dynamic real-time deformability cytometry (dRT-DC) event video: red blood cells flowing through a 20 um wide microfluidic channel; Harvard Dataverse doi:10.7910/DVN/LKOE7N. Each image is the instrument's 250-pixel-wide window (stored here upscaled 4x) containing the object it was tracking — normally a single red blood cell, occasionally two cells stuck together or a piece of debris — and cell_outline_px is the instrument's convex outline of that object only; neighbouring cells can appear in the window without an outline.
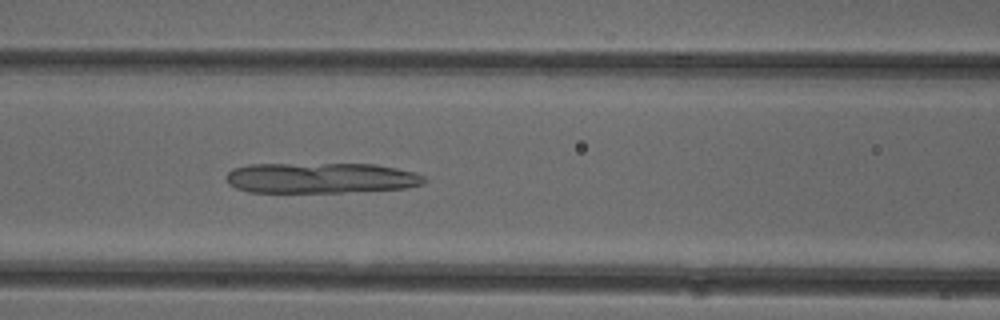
{"species": "common noctule bat (a hibernating species)", "species_latin": "Nyctalus noctula", "temperature_condition": "cold", "stored_images_in_passage": 50, "camera_frame_rate_fps": 3000, "um_per_image_px": 0.085, "animal": {"sex": "female"}, "frame": {"image": 1, "passage_image": 21, "time_ms": 6.667, "image_size_px": [1000, 320], "cell_outline_px": [[424, 184], [408, 188], [344, 192], [248, 192], [236, 188], [228, 184], [224, 176], [232, 168], [248, 164], [376, 164], [416, 172], [424, 176]], "centroid_in_image_um": [27.24, 15.12], "position_along_channel_um": 139.4, "area_um2": 35.55}}
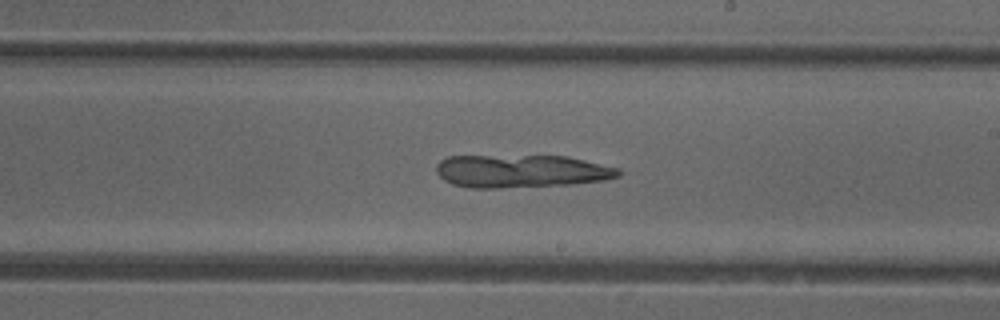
{"frame": {"image": 2, "passage_image": 29, "time_ms": 9.333, "image_size_px": [1000, 320], "cell_outline_px": [[620, 176], [604, 180], [568, 184], [500, 188], [472, 188], [452, 184], [444, 180], [436, 172], [436, 164], [440, 160], [448, 156], [568, 156], [620, 168]], "centroid_in_image_um": [44.29, 14.54], "position_along_channel_um": 244.7, "area_um2": 34.97}}
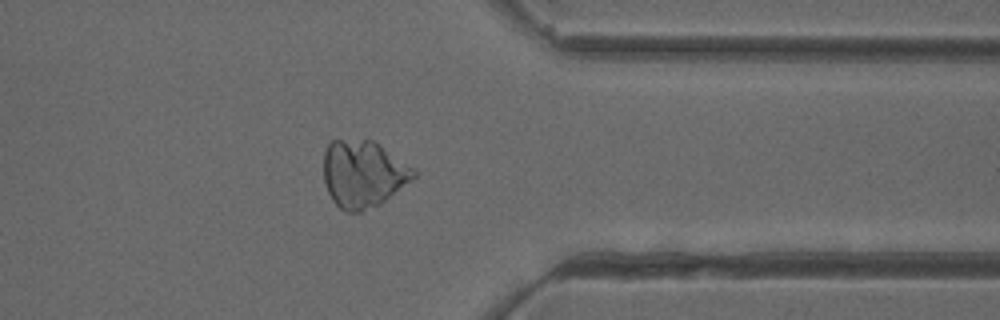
{"frame": {"image": 3, "passage_image": 40, "time_ms": 13.0, "image_size_px": [1000, 320], "cell_outline_px": [[416, 176], [412, 180], [380, 204], [360, 212], [344, 212], [332, 200], [328, 192], [324, 180], [324, 152], [328, 144], [332, 140], [372, 140], [412, 168], [416, 172]], "centroid_in_image_um": [30.83, 14.8], "position_along_channel_um": 380.6, "area_um2": 34.74}}